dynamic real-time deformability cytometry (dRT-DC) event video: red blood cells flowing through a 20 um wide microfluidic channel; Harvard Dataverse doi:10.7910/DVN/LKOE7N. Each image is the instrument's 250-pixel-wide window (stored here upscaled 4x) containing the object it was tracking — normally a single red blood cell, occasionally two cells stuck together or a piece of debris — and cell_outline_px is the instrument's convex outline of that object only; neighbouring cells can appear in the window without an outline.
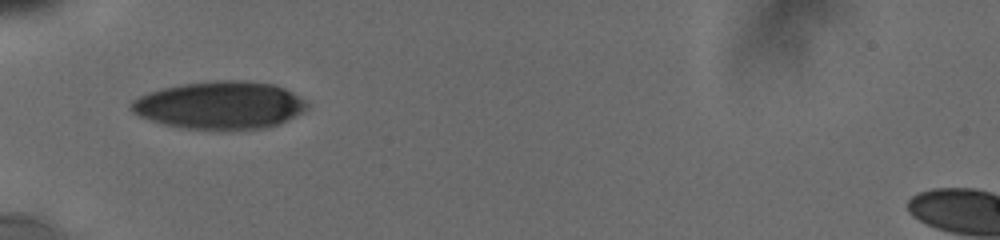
{"species": "human", "species_latin": "Homo sapiens", "temperature_condition": "cold", "stored_images_in_passage": 54, "camera_frame_rate_fps": 3000, "um_per_image_px": 0.085, "donor": {"sex": "male"}, "frame": {"image": 1, "passage_image": 1, "time_ms": 0.0, "image_size_px": [1000, 240], "cell_outline_px": [[308, 108], [304, 112], [276, 124], [264, 128], [232, 132], [216, 132], [180, 128], [164, 124], [140, 116], [132, 112], [132, 100], [148, 92], [160, 88], [180, 84], [212, 80], [248, 80], [276, 84], [300, 96], [308, 104]], "centroid_in_image_um": [18.71, 8.96], "position_along_channel_um": 66.3, "area_um2": 50.0}}
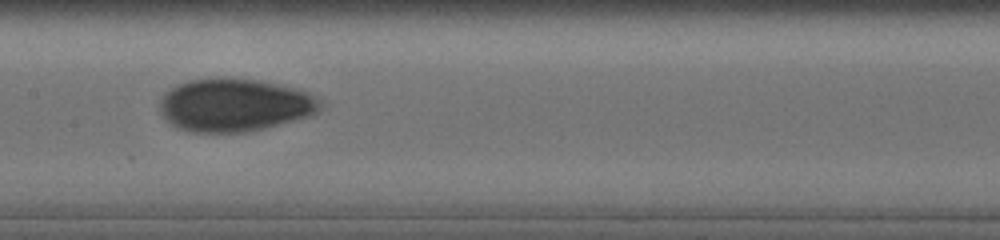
{"frame": {"image": 2, "passage_image": 24, "time_ms": 3.333, "image_size_px": [1000, 240], "cell_outline_px": [[320, 112], [308, 116], [264, 128], [248, 132], [192, 132], [176, 128], [164, 120], [160, 112], [160, 100], [164, 92], [168, 88], [176, 84], [188, 80], [212, 76], [228, 76], [260, 80], [308, 92], [320, 100]], "centroid_in_image_um": [19.85, 8.9], "position_along_channel_um": 187.5, "area_um2": 50.29}}
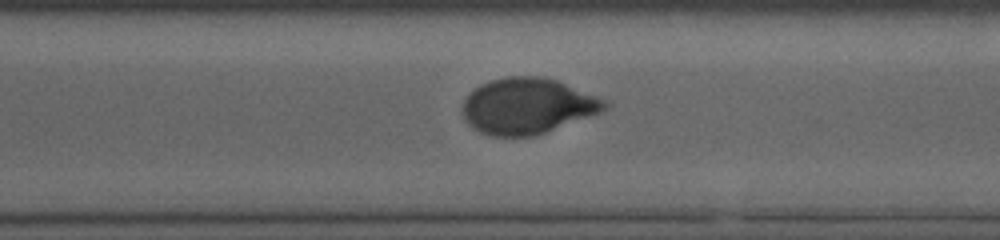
{"frame": {"image": 3, "passage_image": 49, "time_ms": 7.0, "image_size_px": [1000, 240], "cell_outline_px": [[608, 108], [600, 112], [544, 132], [532, 136], [492, 136], [480, 132], [472, 128], [468, 124], [464, 116], [464, 100], [480, 84], [492, 80], [508, 76], [540, 76], [560, 80], [604, 100], [608, 104]], "centroid_in_image_um": [44.83, 9.0], "position_along_channel_um": 325.8, "area_um2": 45.72}}